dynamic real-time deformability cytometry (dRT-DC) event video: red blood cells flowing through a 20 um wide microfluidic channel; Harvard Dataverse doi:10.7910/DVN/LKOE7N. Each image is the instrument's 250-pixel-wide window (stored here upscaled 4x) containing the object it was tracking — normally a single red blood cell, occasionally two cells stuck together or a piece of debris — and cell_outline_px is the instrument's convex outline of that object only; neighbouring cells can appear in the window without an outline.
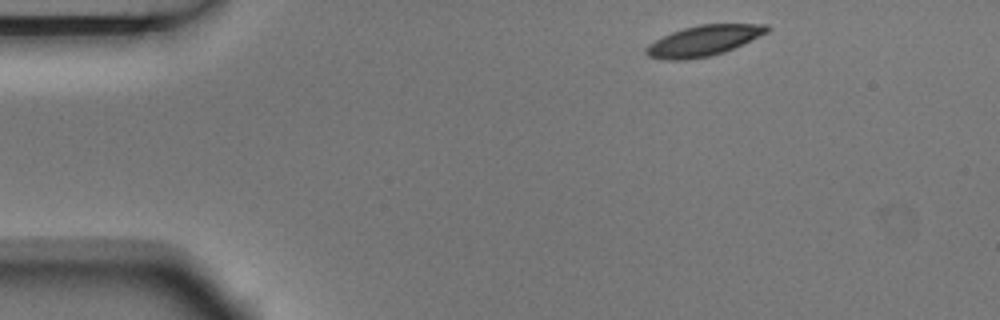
{"species": "Egyptian fruit bat (a non-hibernating species)", "species_latin": "Rousettus aegyptiacus", "temperature_condition": "room temperature", "stored_images_in_passage": 3, "camera_frame_rate_fps": 3000, "um_per_image_px": 0.085, "animal": {"sex": "male"}, "frame": {"image": 1, "passage_image": 1, "time_ms": 0.0, "image_size_px": [1000, 320], "cell_outline_px": [[772, 28], [768, 32], [724, 52], [708, 56], [688, 60], [664, 60], [648, 56], [644, 52], [644, 48], [648, 44], [672, 32], [684, 28], [700, 24], [768, 24]], "centroid_in_image_um": [59.79, 3.46], "position_along_channel_um": 25.2, "area_um2": 21.44}}